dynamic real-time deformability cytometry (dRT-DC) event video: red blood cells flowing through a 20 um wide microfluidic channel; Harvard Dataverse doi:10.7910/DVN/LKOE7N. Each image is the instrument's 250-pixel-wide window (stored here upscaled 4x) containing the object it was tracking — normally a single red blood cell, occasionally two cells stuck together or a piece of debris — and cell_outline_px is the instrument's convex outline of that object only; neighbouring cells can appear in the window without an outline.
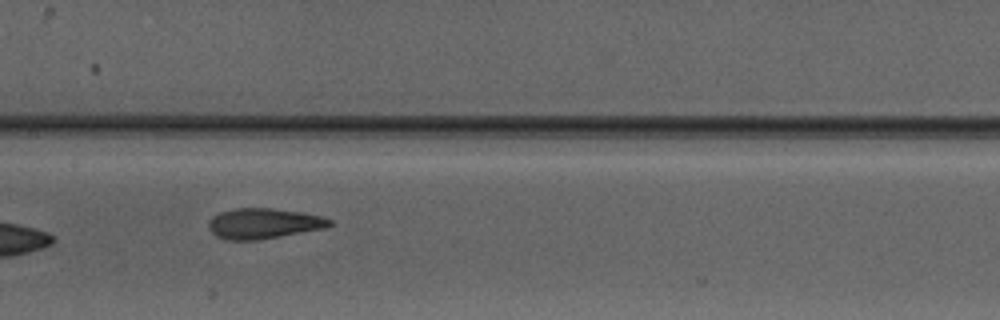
{"species": "Egyptian fruit bat (a non-hibernating species)", "species_latin": "Rousettus aegyptiacus", "temperature_condition": "warm", "stored_images_in_passage": 11, "camera_frame_rate_fps": 3000, "um_per_image_px": 0.085, "animal": {"sex": "male"}, "frame": {"image": 1, "passage_image": 8, "time_ms": 9.333, "image_size_px": [1000, 320], "cell_outline_px": [[336, 224], [324, 228], [256, 240], [224, 240], [216, 236], [208, 228], [208, 224], [212, 216], [220, 212], [236, 208], [272, 208], [300, 212], [320, 216], [332, 220]], "centroid_in_image_um": [22.39, 18.99], "position_along_channel_um": 185.0, "area_um2": 21.39}}
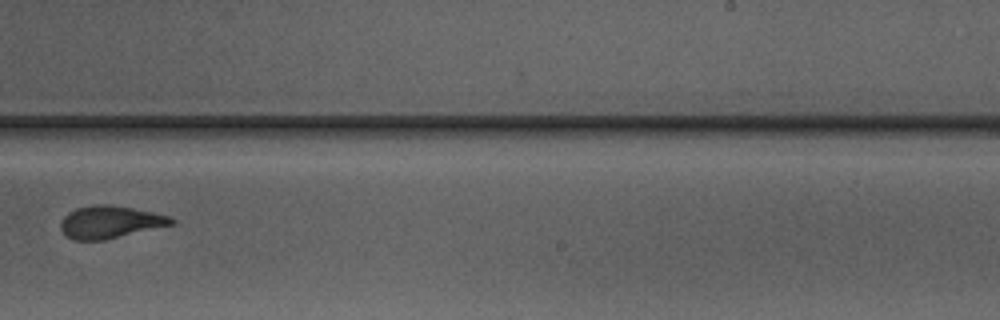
{"frame": {"image": 2, "passage_image": 10, "time_ms": 11.667, "image_size_px": [1000, 320], "cell_outline_px": [[176, 224], [104, 240], [72, 240], [60, 228], [60, 220], [68, 212], [76, 208], [104, 204], [108, 204], [132, 208], [152, 212], [168, 216], [176, 220]], "centroid_in_image_um": [9.37, 18.88], "position_along_channel_um": 279.6, "area_um2": 20.87}}
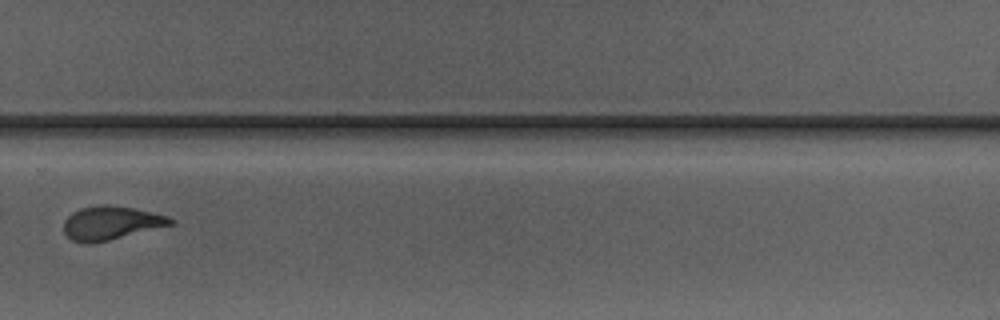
{"frame": {"image": 3, "passage_image": 11, "time_ms": 12.667, "image_size_px": [1000, 320], "cell_outline_px": [[176, 220], [172, 224], [108, 240], [72, 240], [64, 232], [64, 220], [72, 212], [80, 208], [100, 204], [108, 204], [132, 208], [152, 212], [168, 216]], "centroid_in_image_um": [9.45, 18.89], "position_along_channel_um": 320.4, "area_um2": 20.17}}